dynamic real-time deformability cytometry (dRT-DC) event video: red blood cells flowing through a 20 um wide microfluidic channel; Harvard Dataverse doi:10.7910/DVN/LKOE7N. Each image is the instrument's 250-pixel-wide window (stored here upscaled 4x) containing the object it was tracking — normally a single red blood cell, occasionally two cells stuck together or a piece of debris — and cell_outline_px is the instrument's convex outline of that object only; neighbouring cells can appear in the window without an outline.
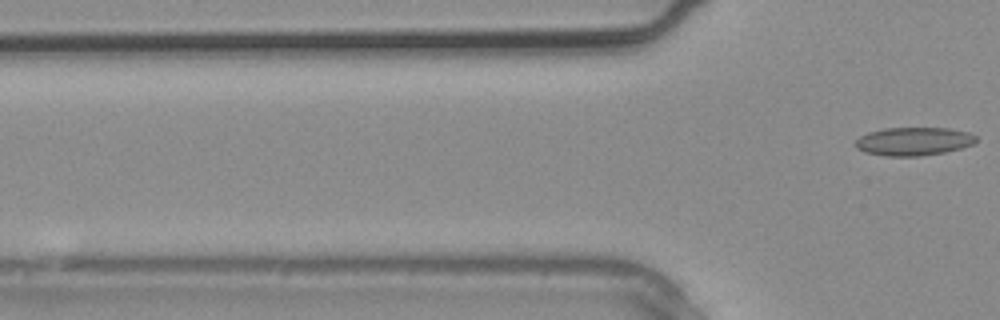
{"species": "common noctule bat (a hibernating species)", "species_latin": "Nyctalus noctula", "temperature_condition": "warm", "stored_images_in_passage": 2, "camera_frame_rate_fps": 3000, "um_per_image_px": 0.085, "animal": {"sex": "male", "body_mass_g": 20.4}, "frame": {"image": 1, "passage_image": 2, "time_ms": 0.333, "image_size_px": [1000, 320], "cell_outline_px": [[980, 140], [972, 144], [960, 148], [944, 152], [920, 156], [884, 156], [864, 152], [856, 148], [856, 140], [860, 136], [868, 132], [884, 128], [948, 128], [968, 132], [976, 136]], "centroid_in_image_um": [77.66, 12.01], "position_along_channel_um": 48.1, "area_um2": 19.94}}